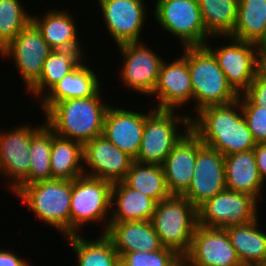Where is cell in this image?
Listing matches in <instances>:
<instances>
[{
    "label": "cell",
    "instance_id": "obj_21",
    "mask_svg": "<svg viewBox=\"0 0 266 266\" xmlns=\"http://www.w3.org/2000/svg\"><path fill=\"white\" fill-rule=\"evenodd\" d=\"M106 235L118 255L128 252H154L163 246L151 221L110 222Z\"/></svg>",
    "mask_w": 266,
    "mask_h": 266
},
{
    "label": "cell",
    "instance_id": "obj_31",
    "mask_svg": "<svg viewBox=\"0 0 266 266\" xmlns=\"http://www.w3.org/2000/svg\"><path fill=\"white\" fill-rule=\"evenodd\" d=\"M123 182L128 187L140 191L157 203L171 196L166 186L161 165L142 164L134 161Z\"/></svg>",
    "mask_w": 266,
    "mask_h": 266
},
{
    "label": "cell",
    "instance_id": "obj_39",
    "mask_svg": "<svg viewBox=\"0 0 266 266\" xmlns=\"http://www.w3.org/2000/svg\"><path fill=\"white\" fill-rule=\"evenodd\" d=\"M25 259L7 250H0V266H30Z\"/></svg>",
    "mask_w": 266,
    "mask_h": 266
},
{
    "label": "cell",
    "instance_id": "obj_8",
    "mask_svg": "<svg viewBox=\"0 0 266 266\" xmlns=\"http://www.w3.org/2000/svg\"><path fill=\"white\" fill-rule=\"evenodd\" d=\"M154 19L182 47L204 46L212 37L205 29L198 0H157Z\"/></svg>",
    "mask_w": 266,
    "mask_h": 266
},
{
    "label": "cell",
    "instance_id": "obj_40",
    "mask_svg": "<svg viewBox=\"0 0 266 266\" xmlns=\"http://www.w3.org/2000/svg\"><path fill=\"white\" fill-rule=\"evenodd\" d=\"M257 72L266 79V45L259 47Z\"/></svg>",
    "mask_w": 266,
    "mask_h": 266
},
{
    "label": "cell",
    "instance_id": "obj_37",
    "mask_svg": "<svg viewBox=\"0 0 266 266\" xmlns=\"http://www.w3.org/2000/svg\"><path fill=\"white\" fill-rule=\"evenodd\" d=\"M243 95L254 105L266 108V79L258 72Z\"/></svg>",
    "mask_w": 266,
    "mask_h": 266
},
{
    "label": "cell",
    "instance_id": "obj_34",
    "mask_svg": "<svg viewBox=\"0 0 266 266\" xmlns=\"http://www.w3.org/2000/svg\"><path fill=\"white\" fill-rule=\"evenodd\" d=\"M32 21L19 0H0V51Z\"/></svg>",
    "mask_w": 266,
    "mask_h": 266
},
{
    "label": "cell",
    "instance_id": "obj_38",
    "mask_svg": "<svg viewBox=\"0 0 266 266\" xmlns=\"http://www.w3.org/2000/svg\"><path fill=\"white\" fill-rule=\"evenodd\" d=\"M254 153L260 178L266 183V143H256Z\"/></svg>",
    "mask_w": 266,
    "mask_h": 266
},
{
    "label": "cell",
    "instance_id": "obj_2",
    "mask_svg": "<svg viewBox=\"0 0 266 266\" xmlns=\"http://www.w3.org/2000/svg\"><path fill=\"white\" fill-rule=\"evenodd\" d=\"M100 91L87 98L55 103L44 114L46 125L59 137L82 145L102 135L105 115L111 105L102 102Z\"/></svg>",
    "mask_w": 266,
    "mask_h": 266
},
{
    "label": "cell",
    "instance_id": "obj_41",
    "mask_svg": "<svg viewBox=\"0 0 266 266\" xmlns=\"http://www.w3.org/2000/svg\"><path fill=\"white\" fill-rule=\"evenodd\" d=\"M258 266H266V260L262 263H260Z\"/></svg>",
    "mask_w": 266,
    "mask_h": 266
},
{
    "label": "cell",
    "instance_id": "obj_19",
    "mask_svg": "<svg viewBox=\"0 0 266 266\" xmlns=\"http://www.w3.org/2000/svg\"><path fill=\"white\" fill-rule=\"evenodd\" d=\"M193 88L188 69V61L184 56L173 62L163 61L159 78L152 96L156 95L158 110H177L179 106L192 100Z\"/></svg>",
    "mask_w": 266,
    "mask_h": 266
},
{
    "label": "cell",
    "instance_id": "obj_20",
    "mask_svg": "<svg viewBox=\"0 0 266 266\" xmlns=\"http://www.w3.org/2000/svg\"><path fill=\"white\" fill-rule=\"evenodd\" d=\"M147 113H139L127 109L108 108L103 126L104 135L121 151L136 158L142 141Z\"/></svg>",
    "mask_w": 266,
    "mask_h": 266
},
{
    "label": "cell",
    "instance_id": "obj_26",
    "mask_svg": "<svg viewBox=\"0 0 266 266\" xmlns=\"http://www.w3.org/2000/svg\"><path fill=\"white\" fill-rule=\"evenodd\" d=\"M258 218L252 222L224 228L242 265H255L266 260V233L258 227Z\"/></svg>",
    "mask_w": 266,
    "mask_h": 266
},
{
    "label": "cell",
    "instance_id": "obj_6",
    "mask_svg": "<svg viewBox=\"0 0 266 266\" xmlns=\"http://www.w3.org/2000/svg\"><path fill=\"white\" fill-rule=\"evenodd\" d=\"M177 115V116H176ZM183 125L184 131L178 127ZM191 129V117L175 114V110L150 109L145 119L142 141L134 161L162 165L173 147Z\"/></svg>",
    "mask_w": 266,
    "mask_h": 266
},
{
    "label": "cell",
    "instance_id": "obj_28",
    "mask_svg": "<svg viewBox=\"0 0 266 266\" xmlns=\"http://www.w3.org/2000/svg\"><path fill=\"white\" fill-rule=\"evenodd\" d=\"M233 38L266 45V0H239Z\"/></svg>",
    "mask_w": 266,
    "mask_h": 266
},
{
    "label": "cell",
    "instance_id": "obj_29",
    "mask_svg": "<svg viewBox=\"0 0 266 266\" xmlns=\"http://www.w3.org/2000/svg\"><path fill=\"white\" fill-rule=\"evenodd\" d=\"M83 55V50H53L43 64L39 80L27 93L42 99L45 91L47 93L84 60Z\"/></svg>",
    "mask_w": 266,
    "mask_h": 266
},
{
    "label": "cell",
    "instance_id": "obj_22",
    "mask_svg": "<svg viewBox=\"0 0 266 266\" xmlns=\"http://www.w3.org/2000/svg\"><path fill=\"white\" fill-rule=\"evenodd\" d=\"M82 61L72 72L56 83L41 100V106L46 113L55 103L77 98H87L95 95L101 88L99 79L92 67Z\"/></svg>",
    "mask_w": 266,
    "mask_h": 266
},
{
    "label": "cell",
    "instance_id": "obj_24",
    "mask_svg": "<svg viewBox=\"0 0 266 266\" xmlns=\"http://www.w3.org/2000/svg\"><path fill=\"white\" fill-rule=\"evenodd\" d=\"M226 189L261 198L264 183L260 178L254 149L224 156Z\"/></svg>",
    "mask_w": 266,
    "mask_h": 266
},
{
    "label": "cell",
    "instance_id": "obj_1",
    "mask_svg": "<svg viewBox=\"0 0 266 266\" xmlns=\"http://www.w3.org/2000/svg\"><path fill=\"white\" fill-rule=\"evenodd\" d=\"M191 117V130L201 142L222 155L254 149V141L242 113L240 100L224 105L208 106Z\"/></svg>",
    "mask_w": 266,
    "mask_h": 266
},
{
    "label": "cell",
    "instance_id": "obj_12",
    "mask_svg": "<svg viewBox=\"0 0 266 266\" xmlns=\"http://www.w3.org/2000/svg\"><path fill=\"white\" fill-rule=\"evenodd\" d=\"M182 266H241L227 232L197 225L190 250L182 257Z\"/></svg>",
    "mask_w": 266,
    "mask_h": 266
},
{
    "label": "cell",
    "instance_id": "obj_11",
    "mask_svg": "<svg viewBox=\"0 0 266 266\" xmlns=\"http://www.w3.org/2000/svg\"><path fill=\"white\" fill-rule=\"evenodd\" d=\"M53 49L43 39L31 21L22 31L0 51L1 56L14 60L21 74L25 88L30 89L40 78L43 64Z\"/></svg>",
    "mask_w": 266,
    "mask_h": 266
},
{
    "label": "cell",
    "instance_id": "obj_15",
    "mask_svg": "<svg viewBox=\"0 0 266 266\" xmlns=\"http://www.w3.org/2000/svg\"><path fill=\"white\" fill-rule=\"evenodd\" d=\"M84 175L103 179L112 184L122 182L128 173L134 158L121 151L104 135L94 137L83 145ZM87 170V171H86Z\"/></svg>",
    "mask_w": 266,
    "mask_h": 266
},
{
    "label": "cell",
    "instance_id": "obj_7",
    "mask_svg": "<svg viewBox=\"0 0 266 266\" xmlns=\"http://www.w3.org/2000/svg\"><path fill=\"white\" fill-rule=\"evenodd\" d=\"M112 185L111 182L86 175L71 181L70 235L79 234L83 225L105 220L104 224L107 225L103 234H106L110 223L106 218L111 215Z\"/></svg>",
    "mask_w": 266,
    "mask_h": 266
},
{
    "label": "cell",
    "instance_id": "obj_14",
    "mask_svg": "<svg viewBox=\"0 0 266 266\" xmlns=\"http://www.w3.org/2000/svg\"><path fill=\"white\" fill-rule=\"evenodd\" d=\"M225 189L224 155L203 144L197 151L191 185L182 196L198 209Z\"/></svg>",
    "mask_w": 266,
    "mask_h": 266
},
{
    "label": "cell",
    "instance_id": "obj_5",
    "mask_svg": "<svg viewBox=\"0 0 266 266\" xmlns=\"http://www.w3.org/2000/svg\"><path fill=\"white\" fill-rule=\"evenodd\" d=\"M151 222L163 247L182 257L190 250L198 214L185 197L171 195L157 203Z\"/></svg>",
    "mask_w": 266,
    "mask_h": 266
},
{
    "label": "cell",
    "instance_id": "obj_17",
    "mask_svg": "<svg viewBox=\"0 0 266 266\" xmlns=\"http://www.w3.org/2000/svg\"><path fill=\"white\" fill-rule=\"evenodd\" d=\"M29 125H20V127L9 129L8 132L1 131L0 174L6 176L8 181L10 179L8 184L11 190L29 173L32 136L42 127V124L38 127Z\"/></svg>",
    "mask_w": 266,
    "mask_h": 266
},
{
    "label": "cell",
    "instance_id": "obj_27",
    "mask_svg": "<svg viewBox=\"0 0 266 266\" xmlns=\"http://www.w3.org/2000/svg\"><path fill=\"white\" fill-rule=\"evenodd\" d=\"M50 163L52 179L72 181L83 176V145L80 142L59 137L52 131Z\"/></svg>",
    "mask_w": 266,
    "mask_h": 266
},
{
    "label": "cell",
    "instance_id": "obj_13",
    "mask_svg": "<svg viewBox=\"0 0 266 266\" xmlns=\"http://www.w3.org/2000/svg\"><path fill=\"white\" fill-rule=\"evenodd\" d=\"M124 64L121 70L123 83L132 91L151 95L158 78L162 57H159L143 42L124 43L118 45Z\"/></svg>",
    "mask_w": 266,
    "mask_h": 266
},
{
    "label": "cell",
    "instance_id": "obj_9",
    "mask_svg": "<svg viewBox=\"0 0 266 266\" xmlns=\"http://www.w3.org/2000/svg\"><path fill=\"white\" fill-rule=\"evenodd\" d=\"M257 203L249 194L225 189L197 209L198 225L224 229L252 222L258 218Z\"/></svg>",
    "mask_w": 266,
    "mask_h": 266
},
{
    "label": "cell",
    "instance_id": "obj_25",
    "mask_svg": "<svg viewBox=\"0 0 266 266\" xmlns=\"http://www.w3.org/2000/svg\"><path fill=\"white\" fill-rule=\"evenodd\" d=\"M45 16H32V22L53 50H83L78 41L77 25L67 11L49 10Z\"/></svg>",
    "mask_w": 266,
    "mask_h": 266
},
{
    "label": "cell",
    "instance_id": "obj_16",
    "mask_svg": "<svg viewBox=\"0 0 266 266\" xmlns=\"http://www.w3.org/2000/svg\"><path fill=\"white\" fill-rule=\"evenodd\" d=\"M144 0H98L103 21L118 45L140 42L146 20ZM146 13V14H145Z\"/></svg>",
    "mask_w": 266,
    "mask_h": 266
},
{
    "label": "cell",
    "instance_id": "obj_32",
    "mask_svg": "<svg viewBox=\"0 0 266 266\" xmlns=\"http://www.w3.org/2000/svg\"><path fill=\"white\" fill-rule=\"evenodd\" d=\"M239 0H198L202 21L212 36H229L236 25Z\"/></svg>",
    "mask_w": 266,
    "mask_h": 266
},
{
    "label": "cell",
    "instance_id": "obj_30",
    "mask_svg": "<svg viewBox=\"0 0 266 266\" xmlns=\"http://www.w3.org/2000/svg\"><path fill=\"white\" fill-rule=\"evenodd\" d=\"M65 238L77 256L78 266H120V256L106 234L92 241L79 234Z\"/></svg>",
    "mask_w": 266,
    "mask_h": 266
},
{
    "label": "cell",
    "instance_id": "obj_33",
    "mask_svg": "<svg viewBox=\"0 0 266 266\" xmlns=\"http://www.w3.org/2000/svg\"><path fill=\"white\" fill-rule=\"evenodd\" d=\"M52 130L46 125L32 136L30 145V168L28 175L17 185L26 186L38 181L52 179L51 172Z\"/></svg>",
    "mask_w": 266,
    "mask_h": 266
},
{
    "label": "cell",
    "instance_id": "obj_23",
    "mask_svg": "<svg viewBox=\"0 0 266 266\" xmlns=\"http://www.w3.org/2000/svg\"><path fill=\"white\" fill-rule=\"evenodd\" d=\"M156 205L155 200L128 187L123 181L114 183L111 189L112 215L108 222L151 221Z\"/></svg>",
    "mask_w": 266,
    "mask_h": 266
},
{
    "label": "cell",
    "instance_id": "obj_36",
    "mask_svg": "<svg viewBox=\"0 0 266 266\" xmlns=\"http://www.w3.org/2000/svg\"><path fill=\"white\" fill-rule=\"evenodd\" d=\"M238 99L254 141L266 143V108L254 106L243 94Z\"/></svg>",
    "mask_w": 266,
    "mask_h": 266
},
{
    "label": "cell",
    "instance_id": "obj_35",
    "mask_svg": "<svg viewBox=\"0 0 266 266\" xmlns=\"http://www.w3.org/2000/svg\"><path fill=\"white\" fill-rule=\"evenodd\" d=\"M182 261L174 249L162 247L154 252H128L120 255V266H179Z\"/></svg>",
    "mask_w": 266,
    "mask_h": 266
},
{
    "label": "cell",
    "instance_id": "obj_10",
    "mask_svg": "<svg viewBox=\"0 0 266 266\" xmlns=\"http://www.w3.org/2000/svg\"><path fill=\"white\" fill-rule=\"evenodd\" d=\"M219 37H224L231 40V42L220 48L216 47L217 49L211 48L209 43L204 46L216 58L218 66L225 74L229 85L238 95H241L249 88L257 74L260 46L231 36Z\"/></svg>",
    "mask_w": 266,
    "mask_h": 266
},
{
    "label": "cell",
    "instance_id": "obj_4",
    "mask_svg": "<svg viewBox=\"0 0 266 266\" xmlns=\"http://www.w3.org/2000/svg\"><path fill=\"white\" fill-rule=\"evenodd\" d=\"M13 193L48 226L70 235L71 181L50 179L16 186ZM63 232V233H62Z\"/></svg>",
    "mask_w": 266,
    "mask_h": 266
},
{
    "label": "cell",
    "instance_id": "obj_18",
    "mask_svg": "<svg viewBox=\"0 0 266 266\" xmlns=\"http://www.w3.org/2000/svg\"><path fill=\"white\" fill-rule=\"evenodd\" d=\"M202 145L200 138L190 129L162 163L166 186L171 195L182 196L190 187L197 151Z\"/></svg>",
    "mask_w": 266,
    "mask_h": 266
},
{
    "label": "cell",
    "instance_id": "obj_3",
    "mask_svg": "<svg viewBox=\"0 0 266 266\" xmlns=\"http://www.w3.org/2000/svg\"><path fill=\"white\" fill-rule=\"evenodd\" d=\"M182 48L183 56L188 61L196 113L205 107L228 104L239 98L216 58L205 46Z\"/></svg>",
    "mask_w": 266,
    "mask_h": 266
}]
</instances>
